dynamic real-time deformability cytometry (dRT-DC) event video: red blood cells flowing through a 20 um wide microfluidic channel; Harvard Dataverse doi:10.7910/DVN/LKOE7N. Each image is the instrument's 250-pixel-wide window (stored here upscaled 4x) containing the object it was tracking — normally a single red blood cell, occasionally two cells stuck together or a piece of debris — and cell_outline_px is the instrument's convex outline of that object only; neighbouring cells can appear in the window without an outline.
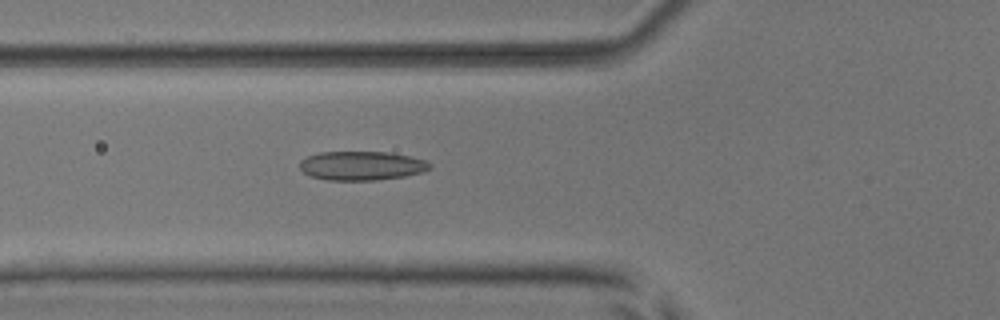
{"species": "common noctule bat (a hibernating species)", "species_latin": "Nyctalus noctula", "temperature_condition": "room temperature", "stored_images_in_passage": 53, "camera_frame_rate_fps": 3000, "um_per_image_px": 0.085, "animal": {"sex": "male", "body_mass_g": 17.9, "forearm_length_mm": 54.2}, "frame": {"image": 1, "passage_image": 20, "time_ms": 6.333, "image_size_px": [1000, 320], "cell_outline_px": [[432, 164], [428, 168], [420, 172], [404, 176], [376, 180], [328, 180], [312, 176], [304, 172], [300, 168], [300, 160], [308, 156], [320, 152], [388, 152], [408, 156], [424, 160]], "centroid_in_image_um": [30.7, 14.08], "position_along_channel_um": 95.1, "area_um2": 21.68}}
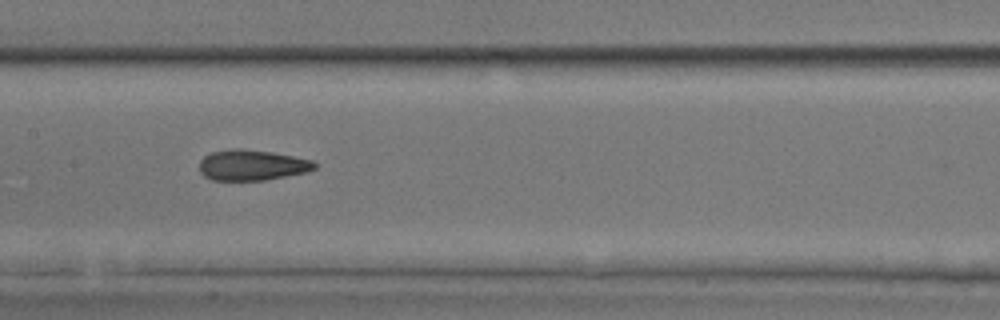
{"frame": {"image": 2, "passage_image": 27, "time_ms": 8.667, "image_size_px": [1000, 320], "cell_outline_px": [[316, 168], [308, 172], [264, 180], [212, 180], [204, 176], [200, 172], [200, 160], [204, 156], [212, 152], [236, 148], [240, 148], [272, 152], [312, 160], [316, 164]], "centroid_in_image_um": [21.42, 14.03], "position_along_channel_um": 186.0, "area_um2": 20.52}}
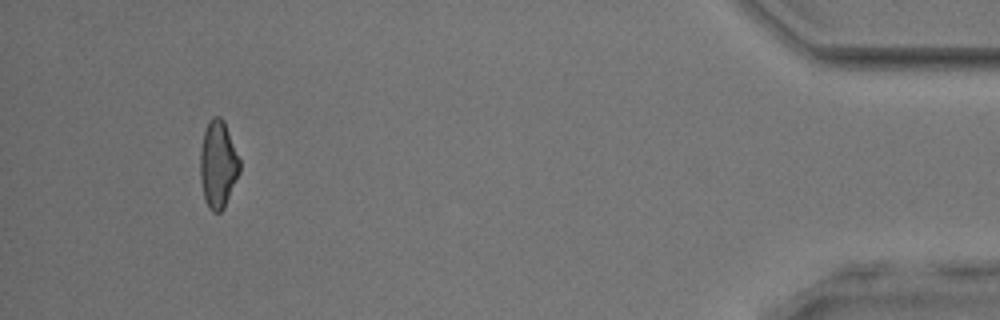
{"frame": {"image": 3, "passage_image": 50, "time_ms": 16.333, "image_size_px": [1000, 320], "cell_outline_px": [[240, 172], [224, 208], [220, 212], [212, 212], [208, 208], [204, 200], [200, 180], [200, 152], [204, 132], [208, 120], [212, 116], [220, 116], [224, 120], [240, 160]], "centroid_in_image_um": [18.52, 13.98], "position_along_channel_um": 416.7, "area_um2": 20.29}, "authors_computed_cell_mechanics": {"area_um2": 20.9236, "velocity_mm_per_s": 3.884, "shape_relaxation_time_tau1_ms": 7.3984, "shape_relaxation_time_tau2_ms": 2.205, "deformation_change_tau1": 0.1818, "deformation_change_tau2": 0.0927}}